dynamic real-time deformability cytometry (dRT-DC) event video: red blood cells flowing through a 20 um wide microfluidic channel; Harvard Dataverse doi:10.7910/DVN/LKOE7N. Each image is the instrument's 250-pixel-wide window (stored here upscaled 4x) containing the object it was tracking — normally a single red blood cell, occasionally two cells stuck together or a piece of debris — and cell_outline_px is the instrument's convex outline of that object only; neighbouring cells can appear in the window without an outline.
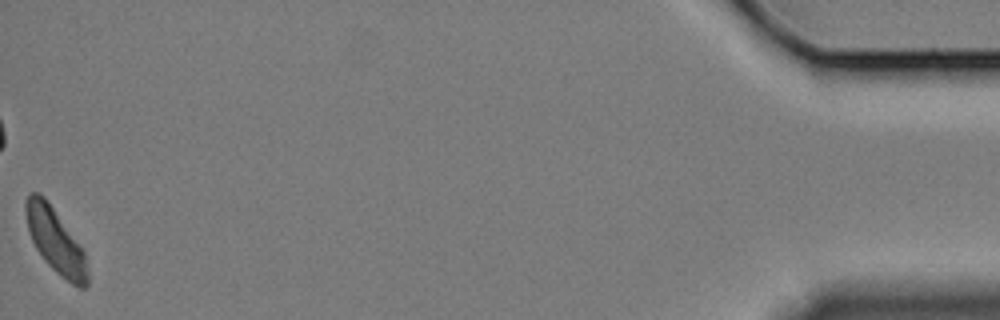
{"species": "Egyptian fruit bat (a non-hibernating species)", "species_latin": "Rousettus aegyptiacus", "temperature_condition": "cold", "stored_images_in_passage": 53, "camera_frame_rate_fps": 3000, "um_per_image_px": 0.085, "animal": {"sex": "female"}, "frame": {"image": 1, "passage_image": 53, "time_ms": 17.333, "image_size_px": [1000, 320], "cell_outline_px": [[88, 284], [84, 288], [80, 288], [72, 284], [60, 276], [44, 260], [36, 248], [28, 232], [24, 208], [24, 200], [32, 192], [36, 192], [44, 196], [84, 248], [88, 268]], "centroid_in_image_um": [4.73, 20.47], "position_along_channel_um": 430.5, "area_um2": 23.58}, "authors_computed_cell_mechanics": {"area_um2": 26.299, "velocity_mm_per_s": 3.2356, "shape_relaxation_time_tau1_ms": 2.4752, "shape_relaxation_time_tau2_ms": 2.9614, "deformation_change_tau1": 0.1056, "deformation_change_tau2": 0.0549}}